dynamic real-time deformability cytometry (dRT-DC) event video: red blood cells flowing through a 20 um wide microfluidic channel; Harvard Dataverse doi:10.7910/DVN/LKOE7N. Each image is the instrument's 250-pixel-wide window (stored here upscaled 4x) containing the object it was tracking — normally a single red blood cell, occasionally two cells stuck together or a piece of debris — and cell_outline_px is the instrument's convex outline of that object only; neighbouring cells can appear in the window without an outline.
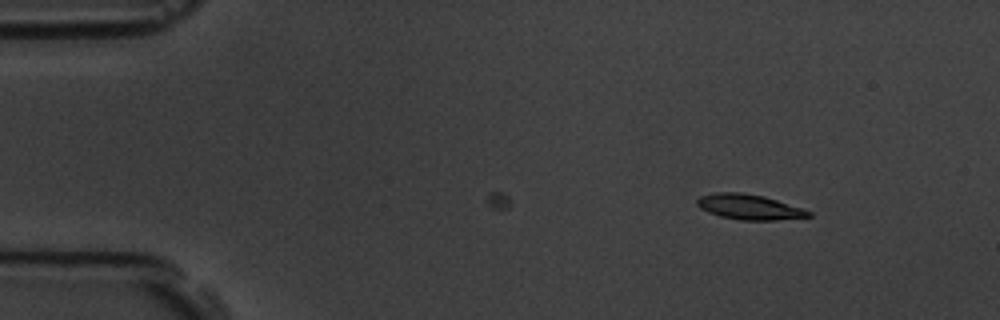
{"species": "common noctule bat (a hibernating species)", "species_latin": "Nyctalus noctula", "temperature_condition": "room temperature", "stored_images_in_passage": 3, "camera_frame_rate_fps": 3000, "um_per_image_px": 0.085, "animal": {"sex": "male", "body_mass_g": 19.5, "forearm_length_mm": 54.6}, "frame": {"image": 1, "passage_image": 3, "time_ms": 2.333, "image_size_px": [1000, 320], "cell_outline_px": [[812, 216], [776, 220], [740, 220], [720, 216], [708, 212], [700, 208], [696, 204], [696, 200], [700, 196], [716, 192], [740, 192], [764, 196], [804, 208], [812, 212]], "centroid_in_image_um": [63.69, 17.59], "position_along_channel_um": 21.3, "area_um2": 16.47}}